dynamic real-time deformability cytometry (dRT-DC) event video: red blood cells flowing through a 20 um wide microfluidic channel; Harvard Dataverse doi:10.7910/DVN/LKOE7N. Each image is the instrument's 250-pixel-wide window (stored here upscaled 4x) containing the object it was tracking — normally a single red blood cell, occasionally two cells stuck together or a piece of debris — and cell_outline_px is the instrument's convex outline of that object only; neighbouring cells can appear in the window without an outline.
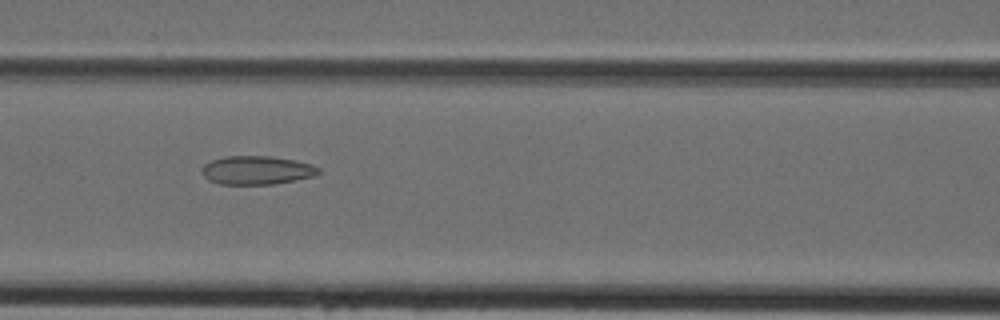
{"species": "Egyptian fruit bat (a non-hibernating species)", "species_latin": "Rousettus aegyptiacus", "temperature_condition": "cold", "stored_images_in_passage": 41, "camera_frame_rate_fps": 3000, "um_per_image_px": 0.085, "animal": {"sex": "female"}, "frame": {"image": 1, "passage_image": 16, "time_ms": 5.0, "image_size_px": [1000, 320], "cell_outline_px": [[320, 172], [316, 176], [272, 184], [220, 184], [208, 180], [200, 172], [204, 164], [212, 160], [224, 156], [272, 156], [296, 160], [312, 164], [320, 168]], "centroid_in_image_um": [21.83, 14.46], "position_along_channel_um": 144.8, "area_um2": 19.59}}
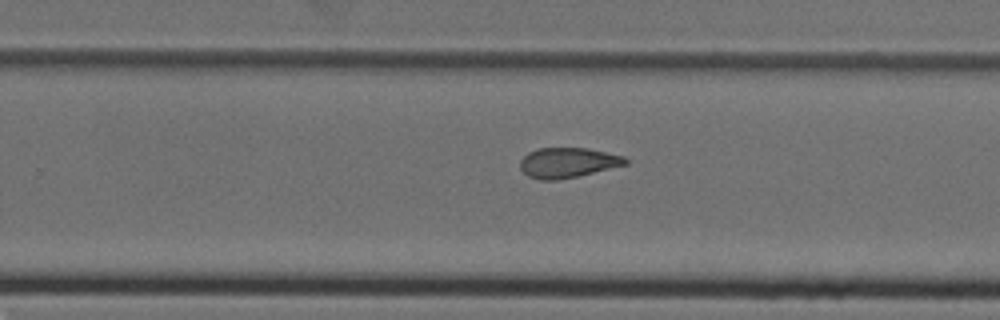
{"frame": {"image": 2, "passage_image": 25, "time_ms": 8.0, "image_size_px": [1000, 320], "cell_outline_px": [[628, 164], [576, 176], [556, 180], [540, 180], [528, 176], [520, 168], [520, 160], [528, 152], [536, 148], [588, 148], [624, 156], [628, 160]], "centroid_in_image_um": [48.24, 13.81], "position_along_channel_um": 281.6, "area_um2": 18.38}}
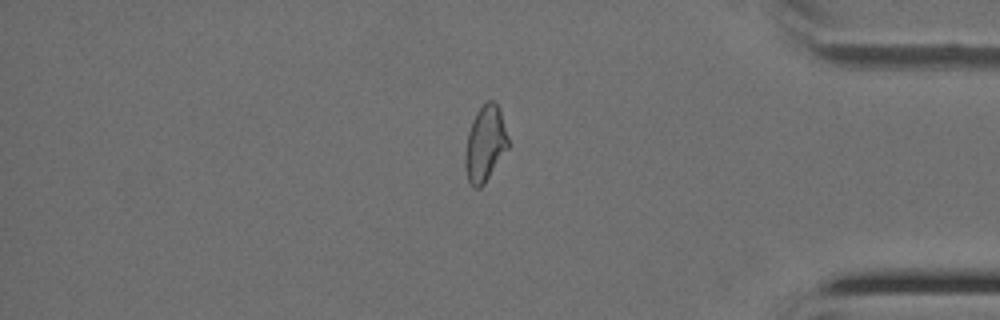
{"frame": {"image": 3, "passage_image": 34, "time_ms": 11.0, "image_size_px": [1000, 320], "cell_outline_px": [[508, 148], [484, 184], [480, 188], [472, 188], [468, 180], [464, 168], [464, 156], [468, 132], [472, 120], [476, 112], [488, 100], [492, 100], [500, 108], [508, 136]], "centroid_in_image_um": [41.22, 12.23], "position_along_channel_um": 394.0, "area_um2": 19.07}}